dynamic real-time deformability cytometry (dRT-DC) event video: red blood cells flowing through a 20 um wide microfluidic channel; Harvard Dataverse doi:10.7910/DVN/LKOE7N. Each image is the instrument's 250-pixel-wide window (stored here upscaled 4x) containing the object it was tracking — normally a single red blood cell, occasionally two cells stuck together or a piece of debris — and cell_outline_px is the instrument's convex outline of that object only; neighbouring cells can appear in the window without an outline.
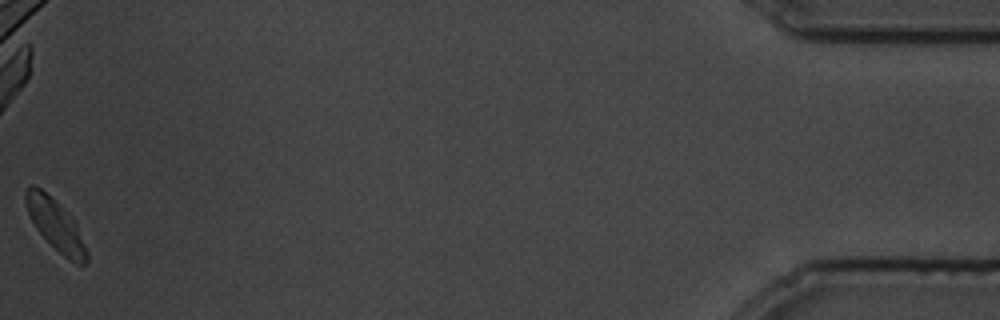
{"species": "common noctule bat (a hibernating species)", "species_latin": "Nyctalus noctula", "temperature_condition": "cold", "stored_images_in_passage": 101, "camera_frame_rate_fps": 3000, "um_per_image_px": 0.085, "animal": {"sex": "male", "body_mass_g": 19.5, "forearm_length_mm": 54.6}, "frame": {"image": 1, "passage_image": 101, "time_ms": 33.333, "image_size_px": [1000, 320], "cell_outline_px": [[88, 264], [76, 264], [64, 256], [36, 228], [28, 212], [24, 200], [24, 192], [32, 184], [40, 188], [60, 204], [72, 216], [76, 224], [88, 252]], "centroid_in_image_um": [4.74, 19.1], "position_along_channel_um": 430.5, "area_um2": 17.92}}